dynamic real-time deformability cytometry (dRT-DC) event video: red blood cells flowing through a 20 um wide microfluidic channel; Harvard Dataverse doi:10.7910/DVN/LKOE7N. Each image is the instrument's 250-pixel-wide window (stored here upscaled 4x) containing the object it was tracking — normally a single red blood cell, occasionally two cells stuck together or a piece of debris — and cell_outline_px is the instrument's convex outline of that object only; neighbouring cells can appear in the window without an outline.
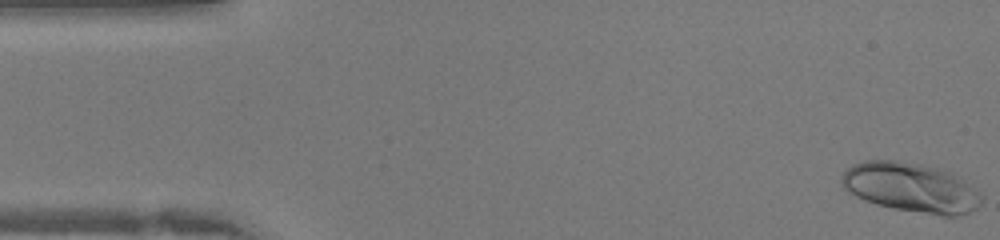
{"species": "human", "species_latin": "Homo sapiens", "temperature_condition": "warm", "stored_images_in_passage": 41, "camera_frame_rate_fps": 3000, "um_per_image_px": 0.085, "donor": {"sex": "female"}, "frame": {"image": 1, "passage_image": 1, "time_ms": 0.0, "image_size_px": [1000, 240], "cell_outline_px": [[984, 200], [976, 208], [968, 212], [956, 216], [944, 216], [896, 208], [876, 204], [864, 200], [848, 192], [844, 188], [840, 180], [844, 172], [852, 164], [864, 160], [896, 160], [920, 164], [952, 172], [976, 188], [984, 196]], "centroid_in_image_um": [77.45, 15.93], "position_along_channel_um": 7.5, "area_um2": 40.4}}
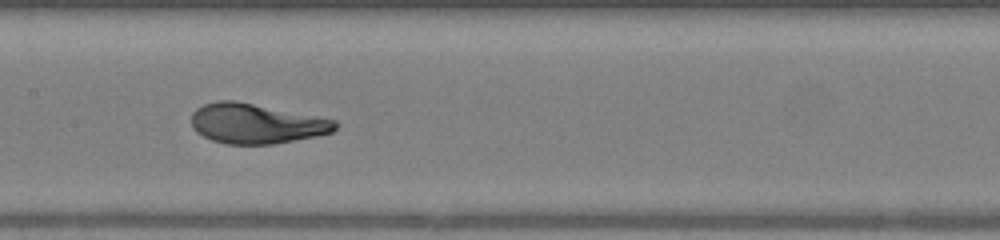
{"frame": {"image": 2, "passage_image": 20, "time_ms": 6.333, "image_size_px": [1000, 240], "cell_outline_px": [[336, 128], [332, 132], [316, 136], [272, 144], [228, 144], [212, 140], [196, 132], [192, 128], [192, 112], [196, 108], [204, 104], [216, 100], [236, 100], [336, 120]], "centroid_in_image_um": [21.73, 10.49], "position_along_channel_um": 185.7, "area_um2": 33.35}}
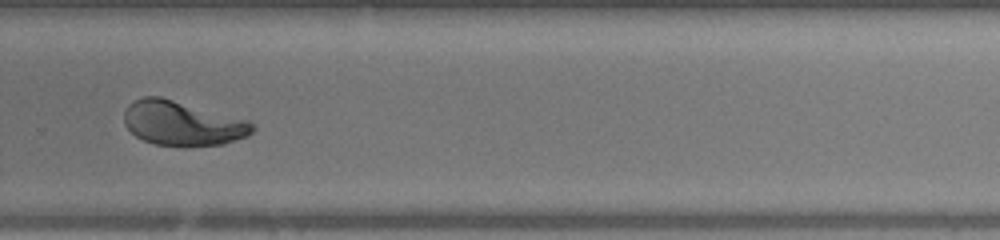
{"frame": {"image": 3, "passage_image": 28, "time_ms": 9.0, "image_size_px": [1000, 240], "cell_outline_px": [[256, 128], [248, 136], [224, 144], [184, 148], [156, 144], [144, 140], [136, 136], [124, 124], [124, 112], [128, 104], [144, 96], [160, 96], [252, 120], [256, 124]], "centroid_in_image_um": [15.57, 10.5], "position_along_channel_um": 314.2, "area_um2": 34.1}}